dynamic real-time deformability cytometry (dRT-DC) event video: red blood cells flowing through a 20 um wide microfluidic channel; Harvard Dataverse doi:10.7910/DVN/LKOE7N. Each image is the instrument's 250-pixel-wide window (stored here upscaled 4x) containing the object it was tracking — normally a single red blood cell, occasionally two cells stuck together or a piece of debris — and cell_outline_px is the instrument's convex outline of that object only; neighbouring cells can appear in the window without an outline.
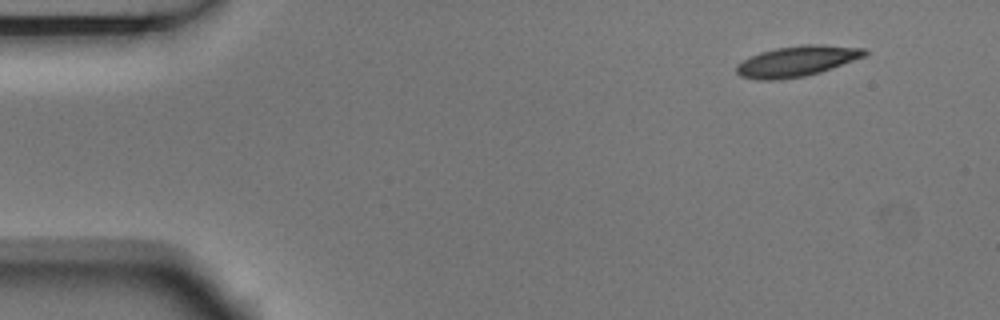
{"species": "Egyptian fruit bat (a non-hibernating species)", "species_latin": "Rousettus aegyptiacus", "temperature_condition": "room temperature", "stored_images_in_passage": 5, "segment_of_instrument_passage": [1, 2], "camera_frame_rate_fps": 3000, "um_per_image_px": 0.085, "animal": {"sex": "male"}, "frame": {"image": 1, "passage_image": 1, "time_ms": 0.0, "image_size_px": [1000, 320], "cell_outline_px": [[868, 52], [864, 56], [832, 68], [820, 72], [804, 76], [780, 80], [756, 80], [740, 76], [736, 72], [736, 64], [760, 52], [776, 48], [804, 44], [820, 44], [864, 48]], "centroid_in_image_um": [67.71, 5.2], "position_along_channel_um": 17.3, "area_um2": 22.77}}
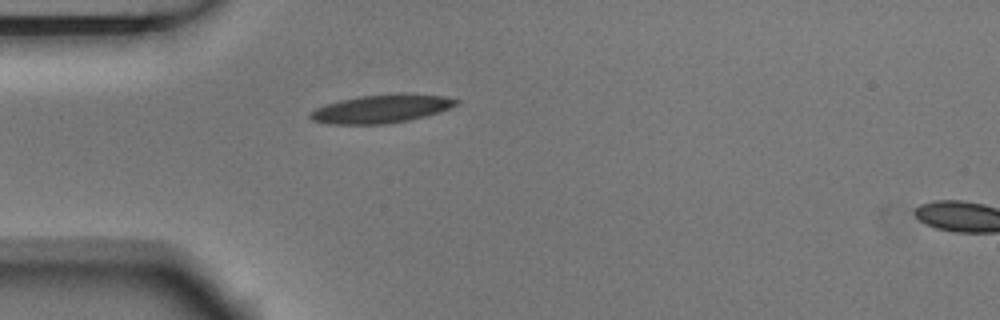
{"frame": {"image": 2, "passage_image": 4, "time_ms": 1.0, "image_size_px": [1000, 320], "cell_outline_px": [[460, 104], [424, 116], [408, 120], [384, 124], [328, 124], [312, 120], [308, 116], [308, 112], [324, 104], [340, 100], [360, 96], [396, 92], [444, 96], [460, 100]], "centroid_in_image_um": [32.38, 9.23], "position_along_channel_um": 52.6, "area_um2": 24.28}}